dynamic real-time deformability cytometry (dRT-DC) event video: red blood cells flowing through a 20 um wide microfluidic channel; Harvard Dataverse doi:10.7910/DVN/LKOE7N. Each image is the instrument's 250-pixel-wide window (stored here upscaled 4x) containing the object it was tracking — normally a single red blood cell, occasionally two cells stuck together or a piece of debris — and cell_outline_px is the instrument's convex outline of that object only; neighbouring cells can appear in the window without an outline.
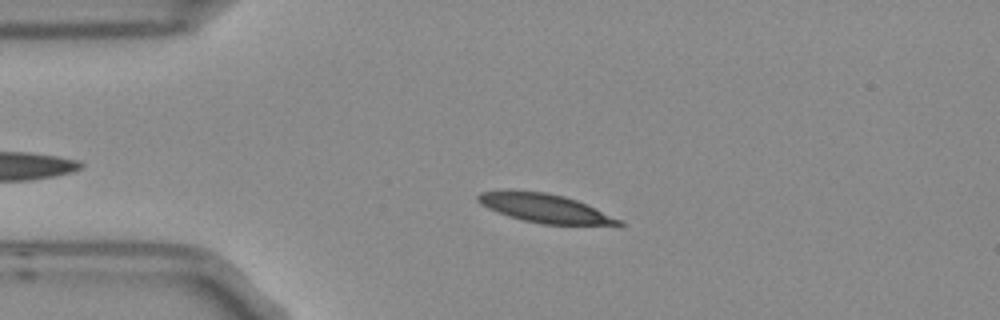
{"species": "Egyptian fruit bat (a non-hibernating species)", "species_latin": "Rousettus aegyptiacus", "temperature_condition": "room temperature", "stored_images_in_passage": 5, "camera_frame_rate_fps": 3000, "um_per_image_px": 0.085, "frame": {"image": 1, "passage_image": 3, "time_ms": 0.667, "image_size_px": [1000, 320], "cell_outline_px": [[624, 224], [544, 224], [524, 220], [508, 216], [496, 212], [480, 204], [476, 200], [476, 196], [480, 192], [508, 188], [548, 192], [564, 196], [576, 200], [620, 220]], "centroid_in_image_um": [46.12, 17.64], "position_along_channel_um": 38.9, "area_um2": 23.47}}
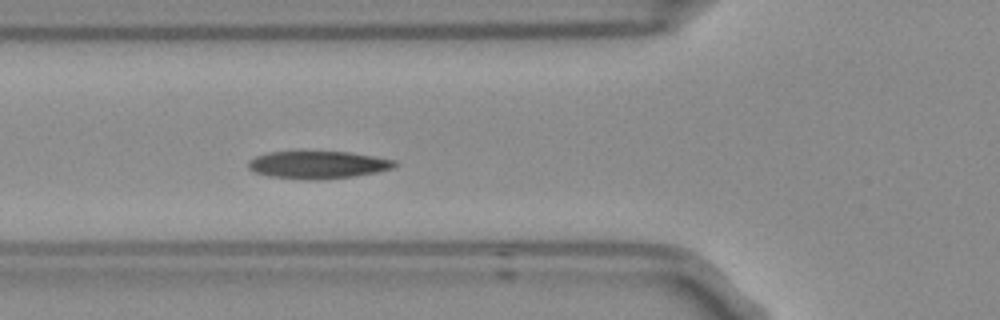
{"frame": {"image": 2, "passage_image": 5, "time_ms": 1.333, "image_size_px": [1000, 320], "cell_outline_px": [[400, 164], [392, 168], [376, 172], [356, 176], [320, 180], [312, 180], [268, 176], [256, 172], [248, 168], [248, 160], [256, 156], [268, 152], [348, 152], [396, 160]], "centroid_in_image_um": [27.04, 14.01], "position_along_channel_um": 98.8, "area_um2": 23.47}}